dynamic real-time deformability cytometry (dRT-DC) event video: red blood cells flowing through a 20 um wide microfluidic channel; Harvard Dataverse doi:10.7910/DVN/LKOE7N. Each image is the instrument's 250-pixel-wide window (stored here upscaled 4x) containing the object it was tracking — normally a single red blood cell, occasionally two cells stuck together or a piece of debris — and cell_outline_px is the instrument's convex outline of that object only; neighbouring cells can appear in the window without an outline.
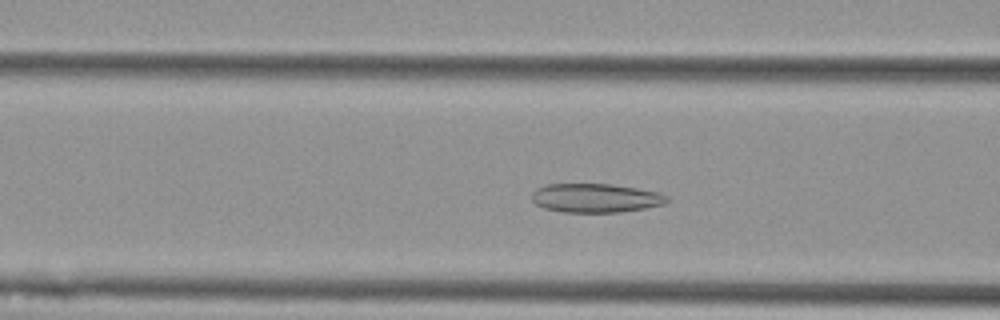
{"species": "Egyptian fruit bat (a non-hibernating species)", "species_latin": "Rousettus aegyptiacus", "temperature_condition": "cold", "stored_images_in_passage": 48, "camera_frame_rate_fps": 3000, "um_per_image_px": 0.085, "animal": {"sex": "female"}, "frame": {"image": 1, "passage_image": 14, "time_ms": 4.333, "image_size_px": [1000, 320], "cell_outline_px": [[668, 200], [664, 204], [644, 208], [620, 212], [564, 212], [544, 208], [536, 204], [532, 200], [532, 192], [536, 188], [548, 184], [612, 184], [636, 188], [656, 192], [668, 196]], "centroid_in_image_um": [50.6, 16.83], "position_along_channel_um": 116.0, "area_um2": 22.66}}
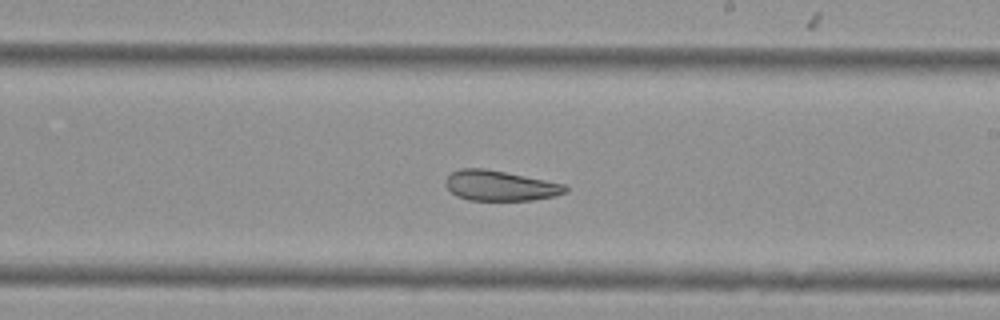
{"frame": {"image": 2, "passage_image": 25, "time_ms": 8.0, "image_size_px": [1000, 320], "cell_outline_px": [[568, 192], [556, 196], [532, 200], [468, 200], [456, 196], [444, 184], [444, 180], [452, 172], [460, 168], [484, 168], [564, 184], [568, 188]], "centroid_in_image_um": [42.49, 15.79], "position_along_channel_um": 246.5, "area_um2": 21.04}}
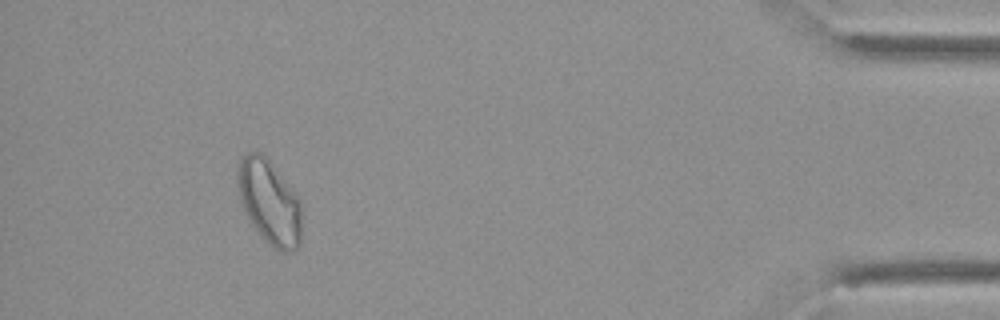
{"frame": {"image": 3, "passage_image": 44, "time_ms": 14.333, "image_size_px": [1000, 320], "cell_outline_px": [[300, 244], [292, 252], [280, 252], [272, 248], [260, 236], [248, 220], [240, 200], [236, 184], [236, 164], [248, 152], [260, 152], [268, 160], [300, 200]], "centroid_in_image_um": [22.84, 17.21], "position_along_channel_um": 412.4, "area_um2": 31.56}, "authors_computed_cell_mechanics": {"area_um2": 26.1834, "velocity_mm_per_s": 3.5735, "shape_relaxation_time_tau1_ms": null, "shape_relaxation_time_tau2_ms": 3.3757, "deformation_change_tau1": null, "deformation_change_tau2": 0.075}}